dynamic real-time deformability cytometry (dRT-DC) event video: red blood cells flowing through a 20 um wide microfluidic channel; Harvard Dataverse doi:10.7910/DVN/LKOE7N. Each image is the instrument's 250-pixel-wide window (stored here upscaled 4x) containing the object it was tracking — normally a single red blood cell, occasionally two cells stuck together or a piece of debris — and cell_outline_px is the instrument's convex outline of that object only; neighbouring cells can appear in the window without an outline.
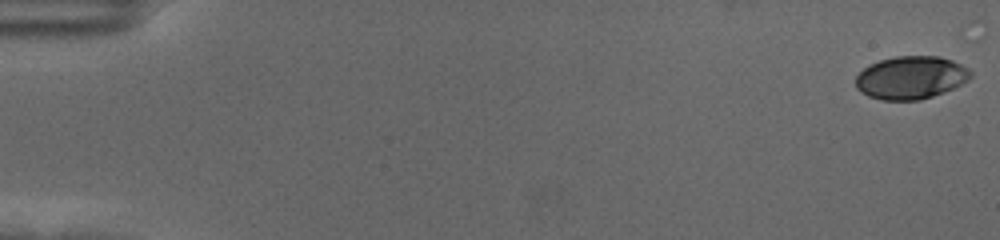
{"species": "human", "species_latin": "Homo sapiens", "temperature_condition": "cold", "stored_images_in_passage": 56, "camera_frame_rate_fps": 3000, "um_per_image_px": 0.085, "donor": {"sex": "female"}, "frame": {"image": 1, "passage_image": 1, "time_ms": 0.0, "image_size_px": [1000, 240], "cell_outline_px": [[972, 76], [968, 80], [944, 92], [920, 100], [880, 100], [868, 96], [860, 92], [856, 88], [856, 76], [868, 64], [880, 60], [896, 56], [940, 56], [952, 60], [968, 68], [972, 72]], "centroid_in_image_um": [77.41, 6.59], "position_along_channel_um": 7.6, "area_um2": 28.84}}
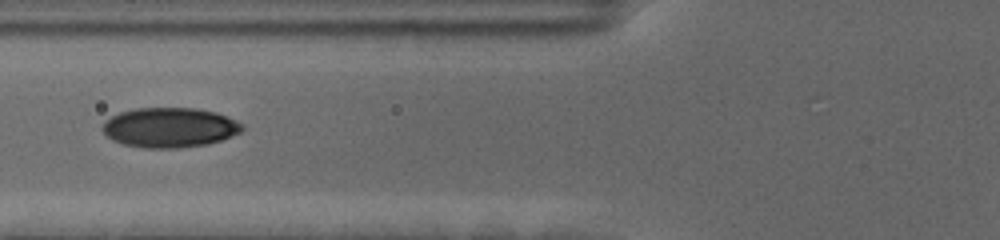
{"frame": {"image": 2, "passage_image": 24, "time_ms": 7.667, "image_size_px": [1000, 240], "cell_outline_px": [[244, 128], [240, 132], [232, 136], [208, 144], [180, 148], [144, 148], [124, 144], [112, 140], [100, 128], [104, 120], [120, 112], [136, 108], [196, 108], [216, 112], [228, 116], [244, 124]], "centroid_in_image_um": [14.43, 10.83], "position_along_channel_um": 111.4, "area_um2": 32.66}}
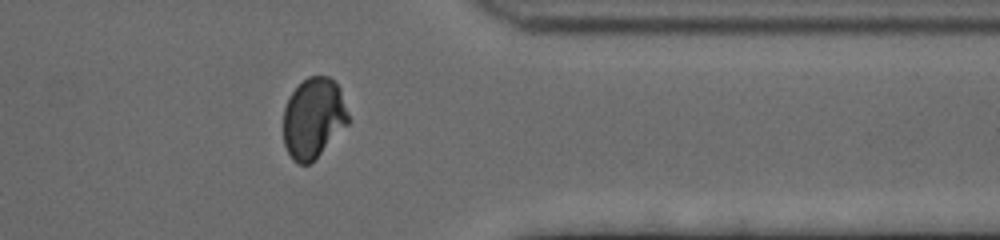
{"frame": {"image": 3, "passage_image": 48, "time_ms": 15.667, "image_size_px": [1000, 240], "cell_outline_px": [[348, 124], [308, 164], [296, 164], [292, 160], [284, 144], [284, 108], [292, 92], [308, 76], [328, 76], [340, 88], [348, 112]], "centroid_in_image_um": [26.63, 10.02], "position_along_channel_um": 384.8, "area_um2": 29.94}, "authors_computed_cell_mechanics": {"area_um2": 30.4028, "velocity_mm_per_s": 3.5312, "shape_relaxation_time_tau1_ms": 5.6441, "shape_relaxation_time_tau2_ms": 1.4917, "deformation_change_tau1": 0.1695, "deformation_change_tau2": 0.0427}}